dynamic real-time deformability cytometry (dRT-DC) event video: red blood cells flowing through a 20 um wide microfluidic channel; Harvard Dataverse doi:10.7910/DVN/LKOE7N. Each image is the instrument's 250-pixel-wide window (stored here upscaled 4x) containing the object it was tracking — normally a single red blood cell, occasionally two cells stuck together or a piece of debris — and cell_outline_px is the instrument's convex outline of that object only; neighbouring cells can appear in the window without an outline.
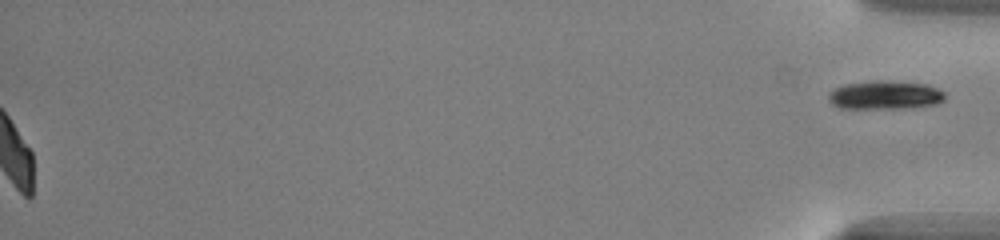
{"species": "common noctule bat (a hibernating species)", "species_latin": "Nyctalus noctula", "temperature_condition": "warm", "stored_images_in_passage": 42, "segment_of_instrument_passage": [2, 2], "camera_frame_rate_fps": 3000, "um_per_image_px": 0.085, "animal": {"sex": "male", "body_mass_g": 13.0, "forearm_length_mm": 53.1}, "frame": {"image": 1, "passage_image": 42, "time_ms": 13.667, "image_size_px": [1000, 240], "cell_outline_px": [[944, 100], [936, 104], [904, 108], [840, 108], [832, 104], [828, 100], [828, 92], [844, 84], [876, 80], [892, 80], [928, 84], [944, 92]], "centroid_in_image_um": [75.21, 8.07], "position_along_channel_um": 360.0, "area_um2": 19.54}}